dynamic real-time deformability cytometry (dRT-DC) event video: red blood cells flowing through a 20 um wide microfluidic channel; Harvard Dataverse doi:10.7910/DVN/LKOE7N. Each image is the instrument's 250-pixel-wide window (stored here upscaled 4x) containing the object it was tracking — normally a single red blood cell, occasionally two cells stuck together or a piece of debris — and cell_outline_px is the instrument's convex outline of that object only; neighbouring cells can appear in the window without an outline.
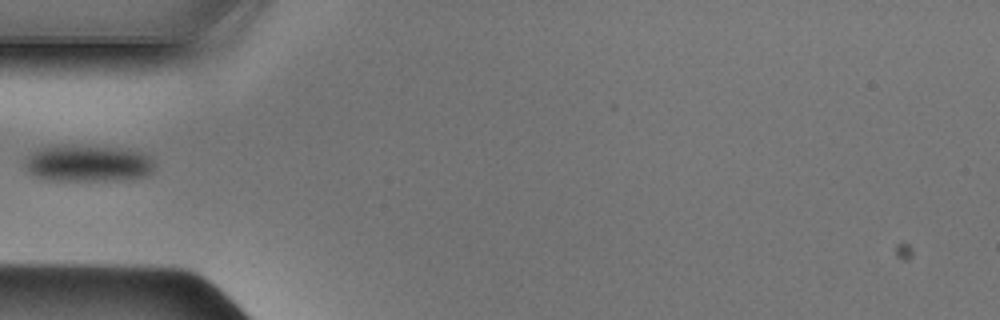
{"species": "Egyptian fruit bat (a non-hibernating species)", "species_latin": "Rousettus aegyptiacus", "temperature_condition": "cold", "stored_images_in_passage": 34, "camera_frame_rate_fps": 3000, "um_per_image_px": 0.085, "animal": {"sex": "male"}, "frame": {"image": 1, "passage_image": 1, "time_ms": 0.0, "image_size_px": [1000, 320], "cell_outline_px": [[156, 168], [148, 176], [128, 180], [44, 180], [28, 172], [24, 168], [24, 164], [28, 156], [32, 152], [40, 148], [116, 148], [140, 152], [148, 156], [156, 164]], "centroid_in_image_um": [7.53, 13.95], "position_along_channel_um": 77.5, "area_um2": 26.99}}
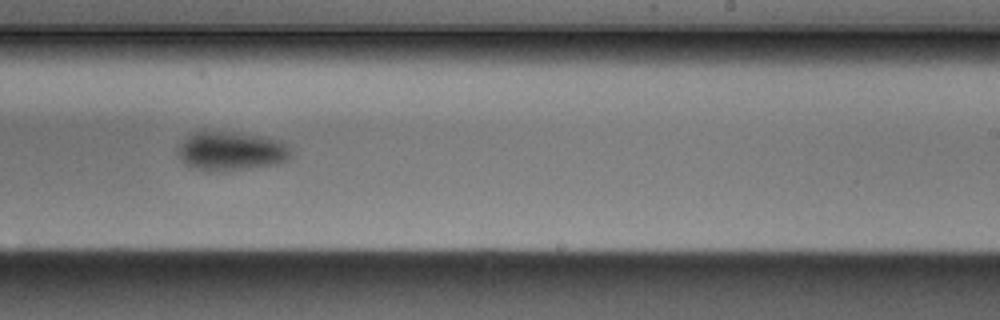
{"frame": {"image": 2, "passage_image": 15, "time_ms": 4.667, "image_size_px": [1000, 320], "cell_outline_px": [[292, 156], [288, 160], [276, 164], [224, 172], [208, 172], [196, 168], [188, 164], [176, 152], [176, 148], [192, 132], [204, 128], [260, 136], [280, 140], [288, 144], [292, 148]], "centroid_in_image_um": [19.65, 12.82], "position_along_channel_um": 269.3, "area_um2": 26.41}}
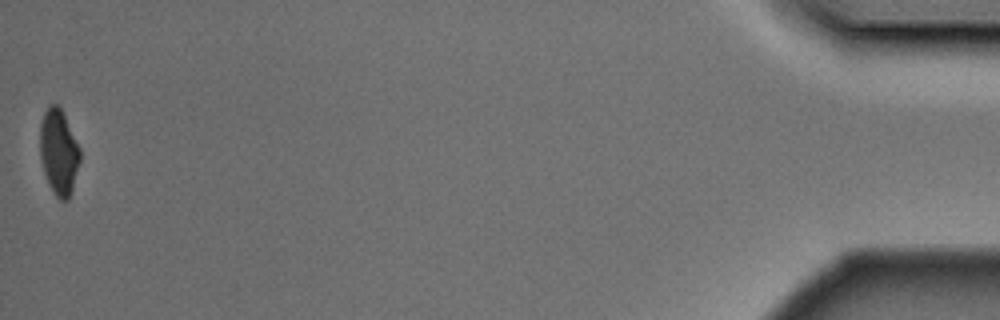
{"frame": {"image": 3, "passage_image": 34, "time_ms": 11.0, "image_size_px": [1000, 320], "cell_outline_px": [[80, 160], [72, 192], [68, 200], [60, 200], [52, 192], [48, 184], [40, 160], [40, 124], [44, 112], [52, 104], [56, 104], [60, 108], [80, 148]], "centroid_in_image_um": [4.99, 12.98], "position_along_channel_um": 430.2, "area_um2": 19.88}}